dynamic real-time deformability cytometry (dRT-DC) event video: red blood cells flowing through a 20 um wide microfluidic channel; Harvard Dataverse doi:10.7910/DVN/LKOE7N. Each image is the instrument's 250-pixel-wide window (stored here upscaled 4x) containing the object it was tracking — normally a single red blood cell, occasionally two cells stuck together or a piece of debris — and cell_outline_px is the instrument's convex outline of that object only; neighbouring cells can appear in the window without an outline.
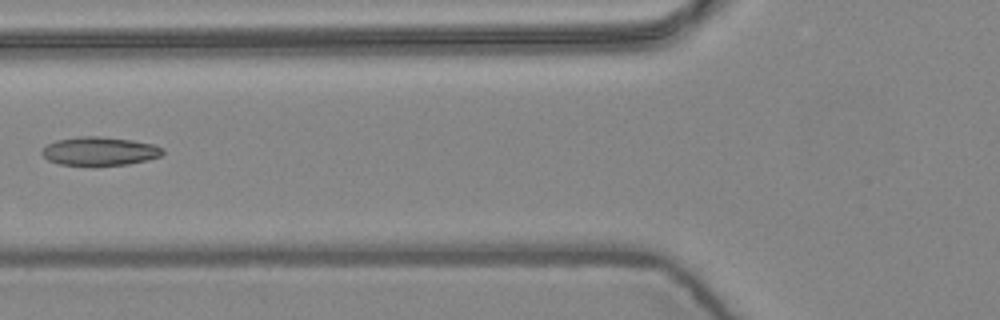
{"species": "common noctule bat (a hibernating species)", "species_latin": "Nyctalus noctula", "temperature_condition": "warm", "stored_images_in_passage": 9, "camera_frame_rate_fps": 3000, "um_per_image_px": 0.085, "animal": {"sex": "female", "body_mass_g": 24.6, "forearm_length_mm": 56.2}, "frame": {"image": 1, "passage_image": 6, "time_ms": 1.667, "image_size_px": [1000, 320], "cell_outline_px": [[164, 152], [160, 156], [148, 160], [128, 164], [96, 168], [60, 164], [48, 160], [40, 152], [48, 144], [56, 140], [80, 136], [100, 136], [132, 140], [152, 144], [164, 148]], "centroid_in_image_um": [8.47, 12.89], "position_along_channel_um": 117.3, "area_um2": 20.75}}
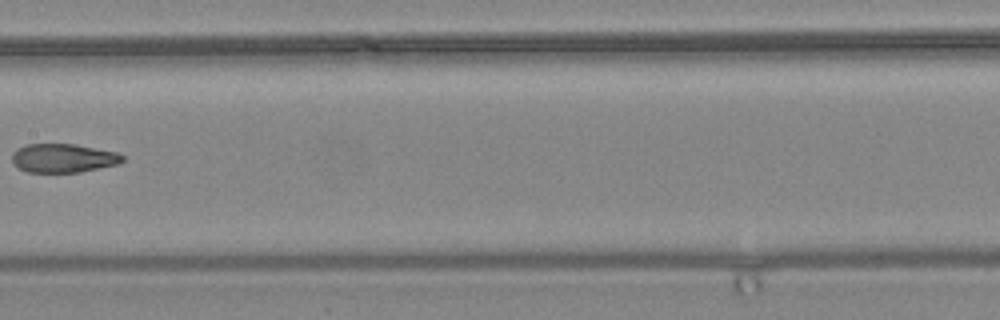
{"frame": {"image": 2, "passage_image": 8, "time_ms": 2.333, "image_size_px": [1000, 320], "cell_outline_px": [[124, 160], [120, 164], [80, 172], [28, 172], [12, 164], [12, 152], [16, 148], [24, 144], [76, 144], [120, 152], [124, 156]], "centroid_in_image_um": [5.4, 13.43], "position_along_channel_um": 202.0, "area_um2": 18.9}}
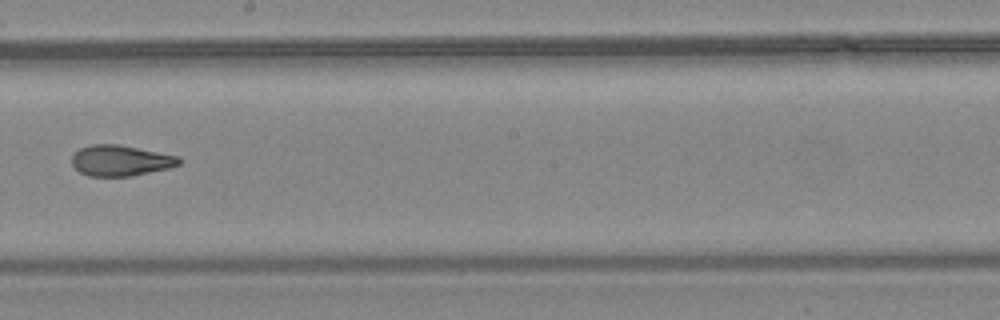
{"frame": {"image": 3, "passage_image": 9, "time_ms": 2.667, "image_size_px": [1000, 320], "cell_outline_px": [[184, 160], [180, 164], [168, 168], [132, 176], [88, 176], [80, 172], [72, 164], [72, 156], [80, 148], [92, 144], [120, 144], [180, 156]], "centroid_in_image_um": [10.29, 13.64], "position_along_channel_um": 237.9, "area_um2": 19.36}}